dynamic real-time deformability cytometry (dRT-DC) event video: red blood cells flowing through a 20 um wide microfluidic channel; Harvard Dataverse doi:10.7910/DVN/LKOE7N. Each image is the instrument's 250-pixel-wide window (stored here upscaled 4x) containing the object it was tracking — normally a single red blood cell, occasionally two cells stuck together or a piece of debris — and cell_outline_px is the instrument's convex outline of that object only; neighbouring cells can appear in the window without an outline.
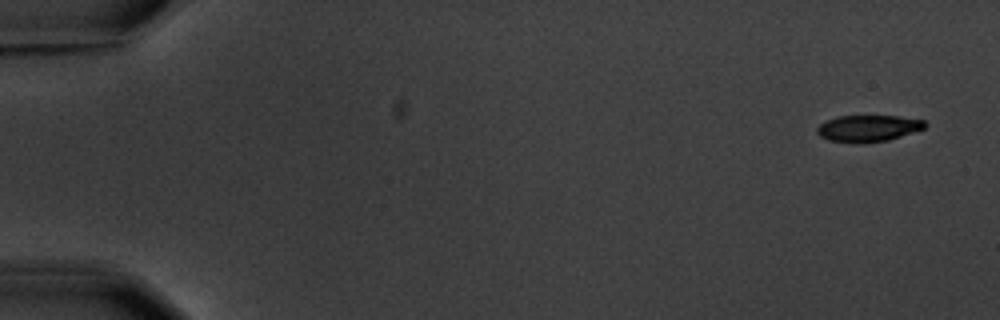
{"species": "common noctule bat (a hibernating species)", "species_latin": "Nyctalus noctula", "temperature_condition": "warm", "stored_images_in_passage": 6, "camera_frame_rate_fps": 3000, "um_per_image_px": 0.085, "animal": {"sex": "male", "body_mass_g": 20.1, "forearm_length_mm": 53.5}, "frame": {"image": 1, "passage_image": 1, "time_ms": 0.0, "image_size_px": [1000, 320], "cell_outline_px": [[928, 124], [924, 128], [888, 140], [864, 144], [860, 144], [828, 140], [820, 136], [816, 132], [816, 128], [820, 124], [836, 116], [900, 116], [924, 120]], "centroid_in_image_um": [73.77, 10.91], "position_along_channel_um": 11.2, "area_um2": 16.82}}